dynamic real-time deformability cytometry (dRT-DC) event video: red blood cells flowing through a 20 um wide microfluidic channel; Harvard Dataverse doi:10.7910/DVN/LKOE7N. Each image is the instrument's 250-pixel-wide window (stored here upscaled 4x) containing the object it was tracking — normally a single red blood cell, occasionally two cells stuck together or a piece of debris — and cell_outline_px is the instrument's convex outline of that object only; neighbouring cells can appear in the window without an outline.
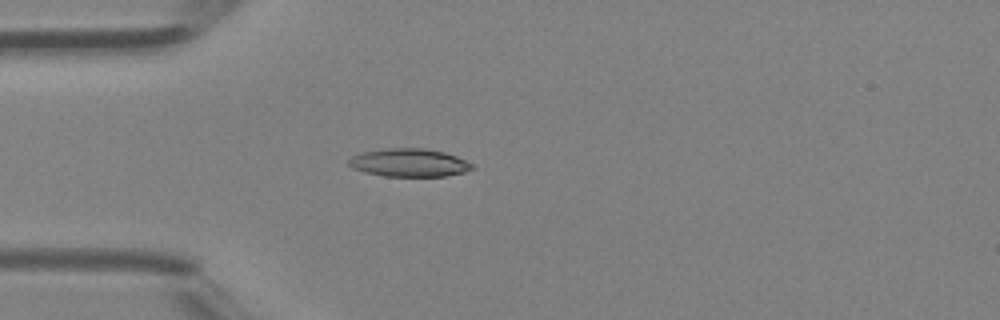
{"species": "Egyptian fruit bat (a non-hibernating species)", "species_latin": "Rousettus aegyptiacus", "temperature_condition": "room temperature", "stored_images_in_passage": 35, "camera_frame_rate_fps": 3000, "um_per_image_px": 0.085, "animal": {"sex": "female"}, "frame": {"image": 1, "passage_image": 1, "time_ms": 0.0, "image_size_px": [1000, 320], "cell_outline_px": [[472, 168], [464, 172], [444, 176], [384, 176], [364, 172], [352, 168], [348, 164], [348, 160], [352, 156], [360, 152], [388, 148], [424, 148], [444, 152], [456, 156], [472, 164]], "centroid_in_image_um": [34.72, 13.82], "position_along_channel_um": 50.3, "area_um2": 20.11}}
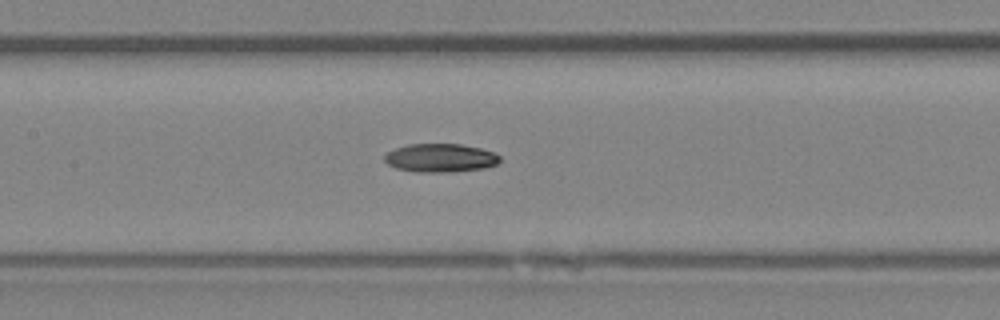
{"frame": {"image": 2, "passage_image": 10, "time_ms": 3.0, "image_size_px": [1000, 320], "cell_outline_px": [[500, 160], [496, 164], [484, 168], [452, 172], [416, 172], [396, 168], [388, 164], [384, 160], [384, 156], [388, 152], [396, 148], [408, 144], [460, 144], [480, 148], [492, 152], [500, 156]], "centroid_in_image_um": [37.42, 13.43], "position_along_channel_um": 170.0, "area_um2": 19.07}}
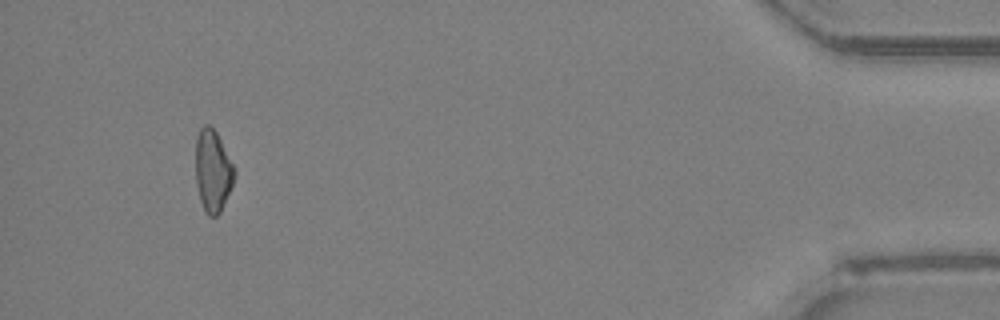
{"frame": {"image": 3, "passage_image": 32, "time_ms": 10.333, "image_size_px": [1000, 320], "cell_outline_px": [[236, 172], [232, 184], [220, 212], [216, 216], [208, 216], [204, 212], [200, 200], [196, 184], [196, 140], [200, 128], [204, 124], [208, 124], [216, 132]], "centroid_in_image_um": [18.06, 14.54], "position_along_channel_um": 417.1, "area_um2": 18.21}, "authors_computed_cell_mechanics": {"area_um2": 18.6694, "velocity_mm_per_s": 4.379, "shape_relaxation_time_tau1_ms": 5.9039, "shape_relaxation_time_tau2_ms": null, "deformation_change_tau1": 0.1849, "deformation_change_tau2": null}}